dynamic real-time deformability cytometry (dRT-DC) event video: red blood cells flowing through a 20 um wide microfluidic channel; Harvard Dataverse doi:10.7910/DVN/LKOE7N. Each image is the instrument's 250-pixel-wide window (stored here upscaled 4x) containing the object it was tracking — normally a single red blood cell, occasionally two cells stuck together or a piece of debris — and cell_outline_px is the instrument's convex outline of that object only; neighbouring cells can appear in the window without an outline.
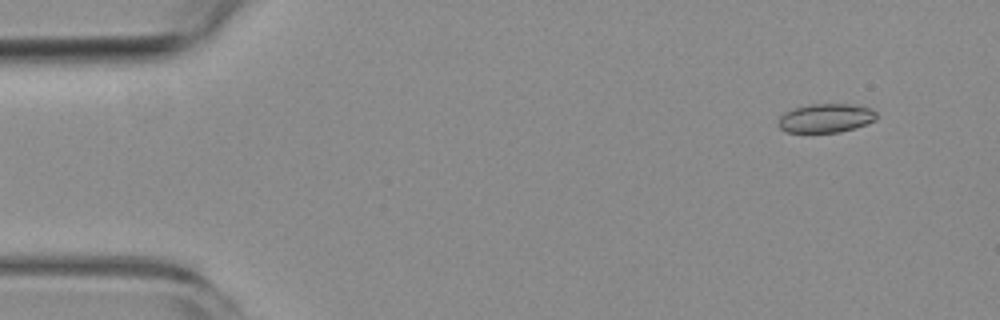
{"species": "common noctule bat (a hibernating species)", "species_latin": "Nyctalus noctula", "temperature_condition": "room temperature", "stored_images_in_passage": 6, "camera_frame_rate_fps": 3000, "um_per_image_px": 0.085, "animal": {"sex": "female", "body_mass_g": 19.3, "forearm_length_mm": 54.1}, "frame": {"image": 1, "passage_image": 6, "time_ms": 5.667, "image_size_px": [1000, 320], "cell_outline_px": [[876, 120], [856, 128], [840, 132], [784, 132], [776, 124], [776, 120], [784, 112], [792, 108], [812, 104], [848, 104], [872, 108], [876, 112]], "centroid_in_image_um": [70.15, 10.04], "position_along_channel_um": 14.8, "area_um2": 16.76}}